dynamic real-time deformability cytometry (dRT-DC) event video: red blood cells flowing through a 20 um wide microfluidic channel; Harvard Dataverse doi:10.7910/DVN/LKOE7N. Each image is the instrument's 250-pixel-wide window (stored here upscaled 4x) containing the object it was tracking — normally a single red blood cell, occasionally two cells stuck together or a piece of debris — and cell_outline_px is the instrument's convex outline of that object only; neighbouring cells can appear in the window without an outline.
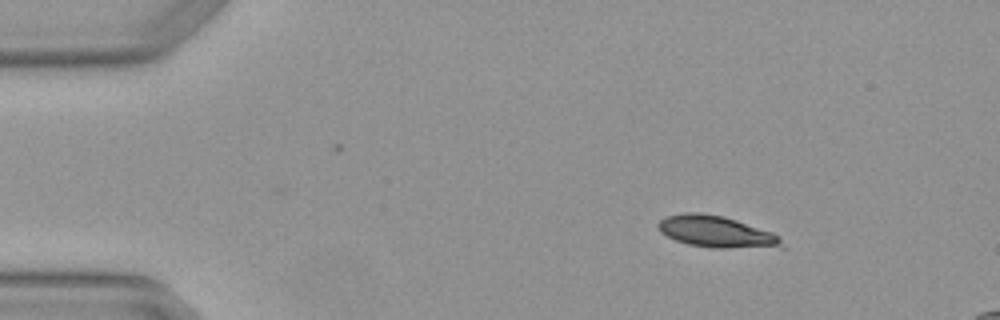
{"species": "Egyptian fruit bat (a non-hibernating species)", "species_latin": "Rousettus aegyptiacus", "temperature_condition": "warm", "stored_images_in_passage": 5, "camera_frame_rate_fps": 3000, "um_per_image_px": 0.085, "animal": {"sex": "female"}, "frame": {"image": 1, "passage_image": 2, "time_ms": 0.333, "image_size_px": [1000, 320], "cell_outline_px": [[784, 248], [712, 248], [688, 244], [676, 240], [660, 232], [656, 228], [656, 224], [660, 220], [668, 216], [684, 212], [700, 212], [724, 216], [772, 232], [780, 236]], "centroid_in_image_um": [60.9, 19.7], "position_along_channel_um": 24.1, "area_um2": 23.0}}